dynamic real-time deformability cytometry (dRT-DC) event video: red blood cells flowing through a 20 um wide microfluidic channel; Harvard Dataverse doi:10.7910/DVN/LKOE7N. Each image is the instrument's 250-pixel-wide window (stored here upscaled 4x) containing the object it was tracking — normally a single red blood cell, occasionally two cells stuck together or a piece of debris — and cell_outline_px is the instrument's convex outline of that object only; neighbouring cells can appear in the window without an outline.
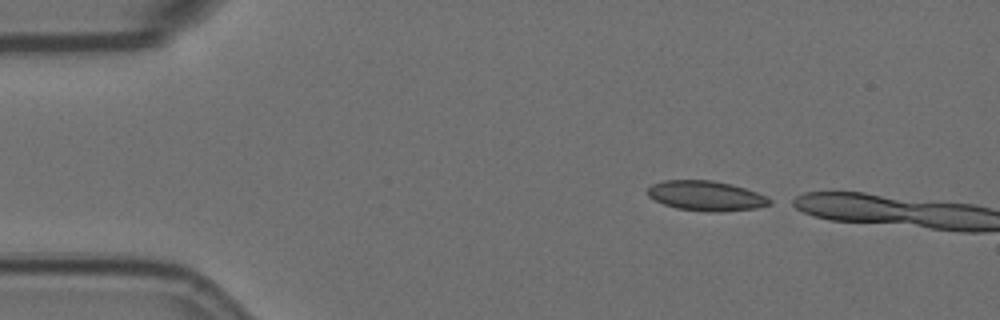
{"species": "Egyptian fruit bat (a non-hibernating species)", "species_latin": "Rousettus aegyptiacus", "temperature_condition": "room temperature", "stored_images_in_passage": 7, "camera_frame_rate_fps": 3000, "um_per_image_px": 0.085, "animal": {"sex": "female"}, "frame": {"image": 1, "passage_image": 1, "time_ms": 0.0, "image_size_px": [1000, 320], "cell_outline_px": [[776, 200], [772, 204], [756, 208], [720, 212], [708, 212], [676, 208], [664, 204], [648, 196], [648, 188], [652, 184], [664, 180], [712, 180], [732, 184], [768, 196]], "centroid_in_image_um": [60.07, 16.65], "position_along_channel_um": 24.9, "area_um2": 21.44}}